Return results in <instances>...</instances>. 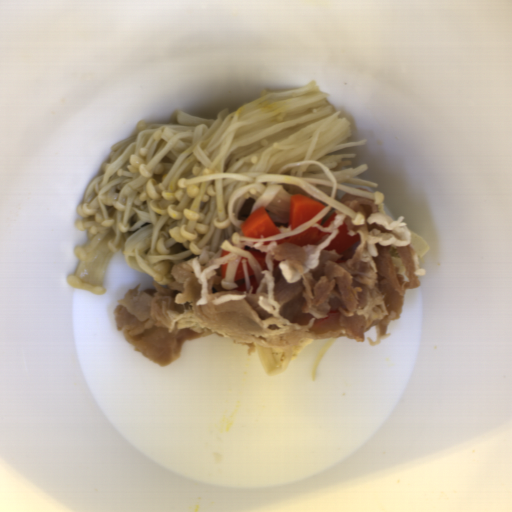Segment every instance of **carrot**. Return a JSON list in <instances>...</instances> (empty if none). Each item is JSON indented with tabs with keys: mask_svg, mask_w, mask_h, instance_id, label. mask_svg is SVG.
<instances>
[{
	"mask_svg": "<svg viewBox=\"0 0 512 512\" xmlns=\"http://www.w3.org/2000/svg\"><path fill=\"white\" fill-rule=\"evenodd\" d=\"M324 208L322 202L295 193L290 198L288 225L293 231L313 219Z\"/></svg>",
	"mask_w": 512,
	"mask_h": 512,
	"instance_id": "carrot-1",
	"label": "carrot"
},
{
	"mask_svg": "<svg viewBox=\"0 0 512 512\" xmlns=\"http://www.w3.org/2000/svg\"><path fill=\"white\" fill-rule=\"evenodd\" d=\"M330 231H321L317 227H309L306 230L292 236L276 240V244H296L306 246L320 242L325 236H330Z\"/></svg>",
	"mask_w": 512,
	"mask_h": 512,
	"instance_id": "carrot-3",
	"label": "carrot"
},
{
	"mask_svg": "<svg viewBox=\"0 0 512 512\" xmlns=\"http://www.w3.org/2000/svg\"><path fill=\"white\" fill-rule=\"evenodd\" d=\"M229 253L230 252H227V251L221 249L220 258L223 257V256H226V255H229Z\"/></svg>",
	"mask_w": 512,
	"mask_h": 512,
	"instance_id": "carrot-11",
	"label": "carrot"
},
{
	"mask_svg": "<svg viewBox=\"0 0 512 512\" xmlns=\"http://www.w3.org/2000/svg\"><path fill=\"white\" fill-rule=\"evenodd\" d=\"M246 264H247L249 282H250V285H252V287H253L252 294H256L260 287L259 281H258V278H257L253 268L250 266V264L248 262H246Z\"/></svg>",
	"mask_w": 512,
	"mask_h": 512,
	"instance_id": "carrot-6",
	"label": "carrot"
},
{
	"mask_svg": "<svg viewBox=\"0 0 512 512\" xmlns=\"http://www.w3.org/2000/svg\"><path fill=\"white\" fill-rule=\"evenodd\" d=\"M227 276V263H223L220 266V279H225Z\"/></svg>",
	"mask_w": 512,
	"mask_h": 512,
	"instance_id": "carrot-9",
	"label": "carrot"
},
{
	"mask_svg": "<svg viewBox=\"0 0 512 512\" xmlns=\"http://www.w3.org/2000/svg\"><path fill=\"white\" fill-rule=\"evenodd\" d=\"M240 230L244 236L249 238L270 237L282 232L273 222L264 206L252 212L249 217L242 222Z\"/></svg>",
	"mask_w": 512,
	"mask_h": 512,
	"instance_id": "carrot-2",
	"label": "carrot"
},
{
	"mask_svg": "<svg viewBox=\"0 0 512 512\" xmlns=\"http://www.w3.org/2000/svg\"><path fill=\"white\" fill-rule=\"evenodd\" d=\"M235 292H245L247 290L246 284L243 283L238 286L237 289H233Z\"/></svg>",
	"mask_w": 512,
	"mask_h": 512,
	"instance_id": "carrot-10",
	"label": "carrot"
},
{
	"mask_svg": "<svg viewBox=\"0 0 512 512\" xmlns=\"http://www.w3.org/2000/svg\"><path fill=\"white\" fill-rule=\"evenodd\" d=\"M242 250H244L245 252H250L253 255V257L255 258V260L257 261L259 267L262 270H267V266H266V262H265L266 252L256 250V249H253L250 247H246V246L243 247Z\"/></svg>",
	"mask_w": 512,
	"mask_h": 512,
	"instance_id": "carrot-5",
	"label": "carrot"
},
{
	"mask_svg": "<svg viewBox=\"0 0 512 512\" xmlns=\"http://www.w3.org/2000/svg\"><path fill=\"white\" fill-rule=\"evenodd\" d=\"M360 241L359 235L356 233L353 236L349 235V230L347 228V224L344 222L341 227H339V232L337 235L330 241V243L325 248L326 251H336L338 254L342 252H346L351 247L356 245Z\"/></svg>",
	"mask_w": 512,
	"mask_h": 512,
	"instance_id": "carrot-4",
	"label": "carrot"
},
{
	"mask_svg": "<svg viewBox=\"0 0 512 512\" xmlns=\"http://www.w3.org/2000/svg\"><path fill=\"white\" fill-rule=\"evenodd\" d=\"M242 279H245V272H244V264L241 260V261H239V263L235 269L233 280H234V282H237Z\"/></svg>",
	"mask_w": 512,
	"mask_h": 512,
	"instance_id": "carrot-7",
	"label": "carrot"
},
{
	"mask_svg": "<svg viewBox=\"0 0 512 512\" xmlns=\"http://www.w3.org/2000/svg\"><path fill=\"white\" fill-rule=\"evenodd\" d=\"M338 213H333L326 221H324L322 218L316 222V224H318L319 226H321L322 228H326V227H329L333 222L334 220L336 219ZM324 221V222H323Z\"/></svg>",
	"mask_w": 512,
	"mask_h": 512,
	"instance_id": "carrot-8",
	"label": "carrot"
}]
</instances>
